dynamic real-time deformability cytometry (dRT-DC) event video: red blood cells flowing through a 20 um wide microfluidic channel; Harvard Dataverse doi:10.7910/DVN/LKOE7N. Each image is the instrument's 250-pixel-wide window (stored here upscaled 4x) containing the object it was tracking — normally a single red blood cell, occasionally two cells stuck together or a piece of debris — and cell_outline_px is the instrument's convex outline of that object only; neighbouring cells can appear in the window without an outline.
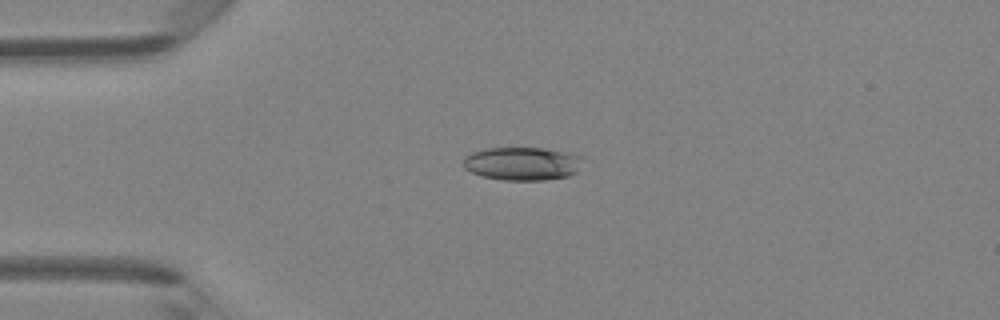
{"species": "Egyptian fruit bat (a non-hibernating species)", "species_latin": "Rousettus aegyptiacus", "temperature_condition": "room temperature", "stored_images_in_passage": 7, "camera_frame_rate_fps": 3000, "um_per_image_px": 0.085, "animal": {"sex": "female"}, "frame": {"image": 1, "passage_image": 4, "time_ms": 1.0, "image_size_px": [1000, 320], "cell_outline_px": [[584, 156], [576, 172], [568, 176], [544, 180], [504, 180], [484, 176], [472, 172], [464, 168], [464, 156], [472, 152], [484, 148], [544, 148], [572, 152]], "centroid_in_image_um": [44.43, 13.89], "position_along_channel_um": 40.6, "area_um2": 23.29}}
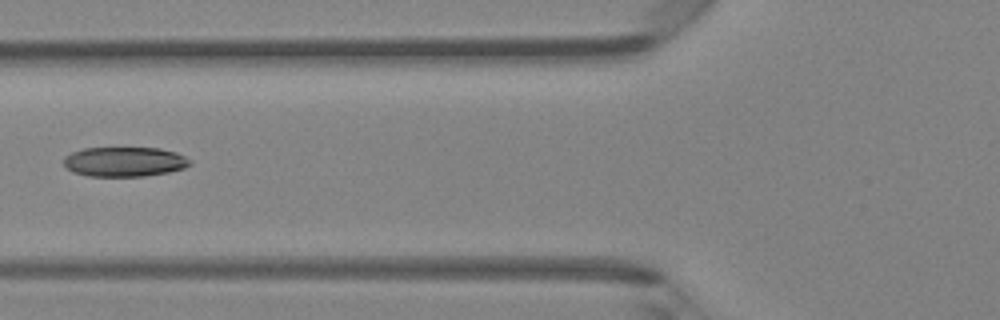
{"frame": {"image": 2, "passage_image": 6, "time_ms": 1.667, "image_size_px": [1000, 320], "cell_outline_px": [[192, 164], [184, 168], [168, 172], [144, 176], [88, 176], [72, 172], [64, 164], [64, 156], [72, 152], [84, 148], [160, 148], [176, 152], [192, 160]], "centroid_in_image_um": [10.6, 13.74], "position_along_channel_um": 115.2, "area_um2": 21.91}}
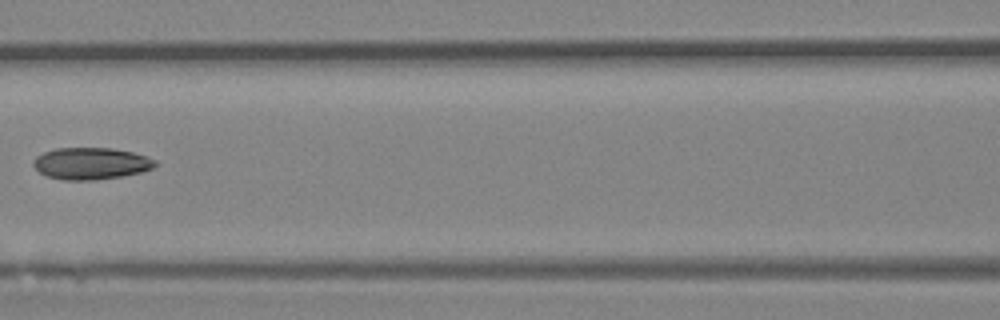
{"frame": {"image": 3, "passage_image": 7, "time_ms": 2.0, "image_size_px": [1000, 320], "cell_outline_px": [[156, 164], [152, 168], [140, 172], [120, 176], [96, 180], [60, 180], [48, 176], [40, 172], [32, 164], [32, 160], [36, 156], [44, 152], [56, 148], [112, 148], [132, 152], [148, 156], [156, 160]], "centroid_in_image_um": [7.71, 13.89], "position_along_channel_um": 158.9, "area_um2": 22.6}}